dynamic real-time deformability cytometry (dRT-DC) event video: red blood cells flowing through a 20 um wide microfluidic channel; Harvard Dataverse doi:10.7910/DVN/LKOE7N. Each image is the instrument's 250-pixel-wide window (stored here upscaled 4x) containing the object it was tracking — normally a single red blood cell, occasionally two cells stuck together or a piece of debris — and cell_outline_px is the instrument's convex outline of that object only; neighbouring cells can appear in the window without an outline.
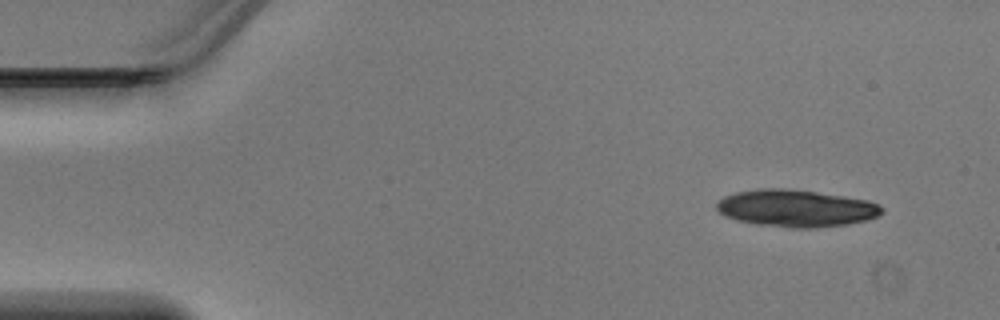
{"species": "Egyptian fruit bat (a non-hibernating species)", "species_latin": "Rousettus aegyptiacus", "temperature_condition": "warm", "stored_images_in_passage": 46, "camera_frame_rate_fps": 3000, "um_per_image_px": 0.085, "animal": {"sex": "male"}, "frame": {"image": 1, "passage_image": 3, "time_ms": 0.667, "image_size_px": [1000, 320], "cell_outline_px": [[884, 212], [876, 216], [864, 220], [848, 224], [816, 228], [792, 228], [756, 224], [736, 220], [724, 216], [716, 208], [716, 204], [724, 196], [736, 192], [756, 188], [788, 188], [844, 196], [868, 200], [880, 204], [884, 208]], "centroid_in_image_um": [67.65, 17.7], "position_along_channel_um": 17.3, "area_um2": 35.95}}
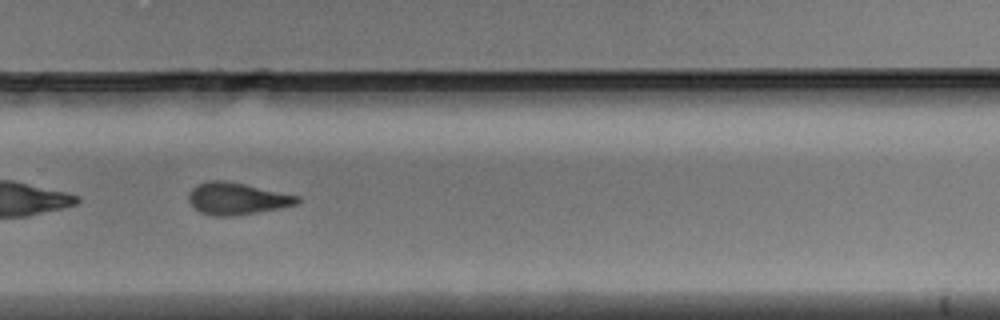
{"frame": {"image": 2, "passage_image": 31, "time_ms": 10.0, "image_size_px": [1000, 320], "cell_outline_px": [[300, 200], [296, 204], [280, 208], [232, 216], [212, 216], [200, 212], [188, 200], [188, 192], [196, 184], [208, 180], [224, 180], [244, 184], [300, 196]], "centroid_in_image_um": [20.1, 16.87], "position_along_channel_um": 309.7, "area_um2": 20.17}}
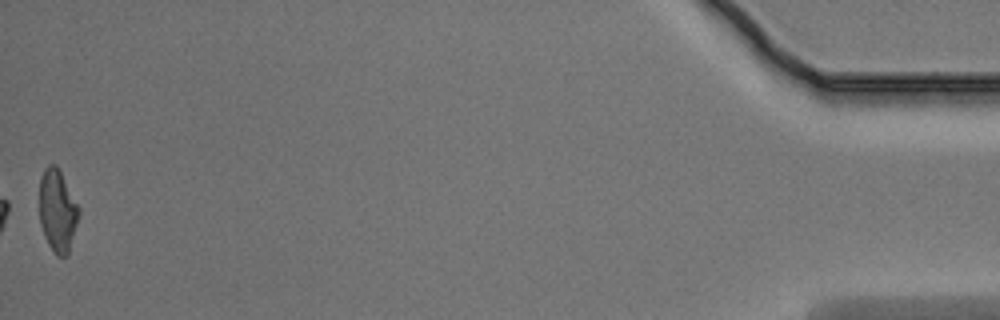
{"frame": {"image": 3, "passage_image": 46, "time_ms": 15.0, "image_size_px": [1000, 320], "cell_outline_px": [[80, 212], [68, 256], [56, 256], [48, 244], [44, 236], [40, 224], [40, 176], [44, 168], [48, 164], [56, 164], [80, 208]], "centroid_in_image_um": [4.89, 17.92], "position_along_channel_um": 430.3, "area_um2": 19.02}}